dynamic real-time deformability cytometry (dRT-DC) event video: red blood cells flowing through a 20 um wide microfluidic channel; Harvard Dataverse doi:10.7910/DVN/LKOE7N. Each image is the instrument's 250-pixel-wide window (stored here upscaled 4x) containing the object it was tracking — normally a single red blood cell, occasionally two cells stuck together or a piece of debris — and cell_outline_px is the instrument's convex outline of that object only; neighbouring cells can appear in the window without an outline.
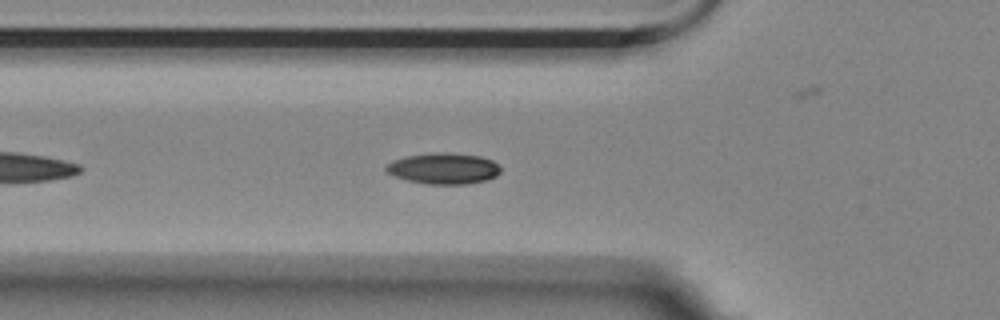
{"species": "Egyptian fruit bat (a non-hibernating species)", "species_latin": "Rousettus aegyptiacus", "temperature_condition": "room temperature", "stored_images_in_passage": 28, "camera_frame_rate_fps": 3000, "um_per_image_px": 0.085, "animal": {"sex": "female"}, "frame": {"image": 1, "passage_image": 7, "time_ms": 2.0, "image_size_px": [1000, 320], "cell_outline_px": [[500, 172], [496, 176], [488, 180], [468, 184], [424, 184], [408, 180], [396, 176], [388, 172], [384, 168], [388, 164], [396, 160], [408, 156], [432, 152], [444, 152], [480, 156], [492, 160], [500, 168]], "centroid_in_image_um": [37.74, 14.33], "position_along_channel_um": 88.1, "area_um2": 20.58}}
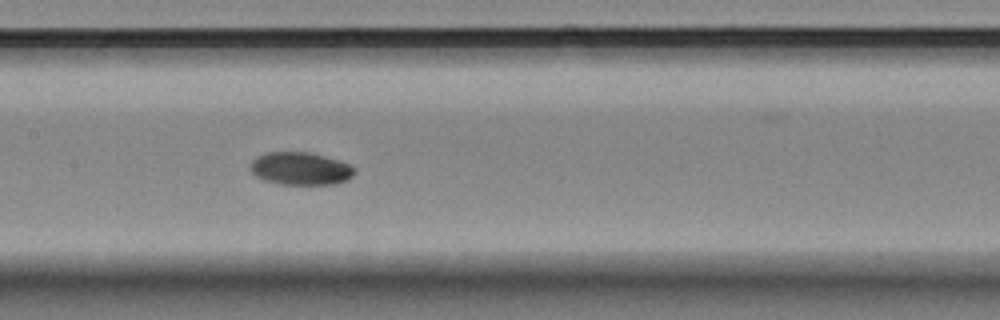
{"frame": {"image": 2, "passage_image": 15, "time_ms": 4.667, "image_size_px": [1000, 320], "cell_outline_px": [[356, 172], [348, 180], [332, 184], [280, 184], [264, 180], [256, 176], [248, 168], [252, 160], [256, 156], [268, 152], [308, 152], [324, 156], [348, 164], [356, 168]], "centroid_in_image_um": [25.52, 14.33], "position_along_channel_um": 181.9, "area_um2": 19.88}}
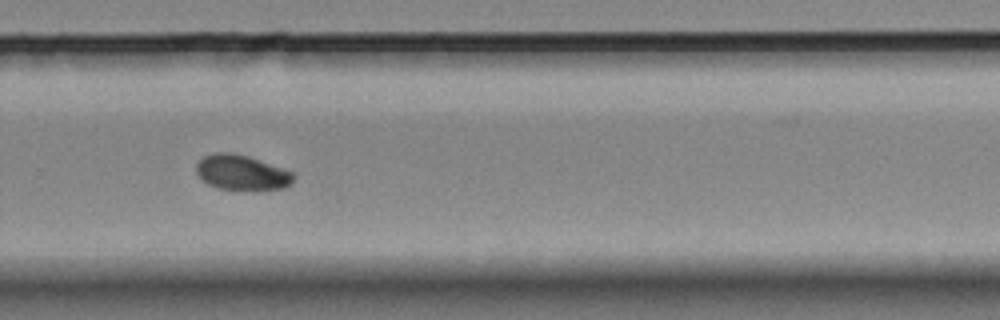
{"frame": {"image": 3, "passage_image": 26, "time_ms": 8.333, "image_size_px": [1000, 320], "cell_outline_px": [[292, 184], [284, 188], [260, 192], [244, 192], [220, 188], [208, 184], [196, 172], [196, 164], [204, 156], [216, 152], [232, 152], [248, 156], [292, 172]], "centroid_in_image_um": [20.56, 14.71], "position_along_channel_um": 309.2, "area_um2": 20.29}}